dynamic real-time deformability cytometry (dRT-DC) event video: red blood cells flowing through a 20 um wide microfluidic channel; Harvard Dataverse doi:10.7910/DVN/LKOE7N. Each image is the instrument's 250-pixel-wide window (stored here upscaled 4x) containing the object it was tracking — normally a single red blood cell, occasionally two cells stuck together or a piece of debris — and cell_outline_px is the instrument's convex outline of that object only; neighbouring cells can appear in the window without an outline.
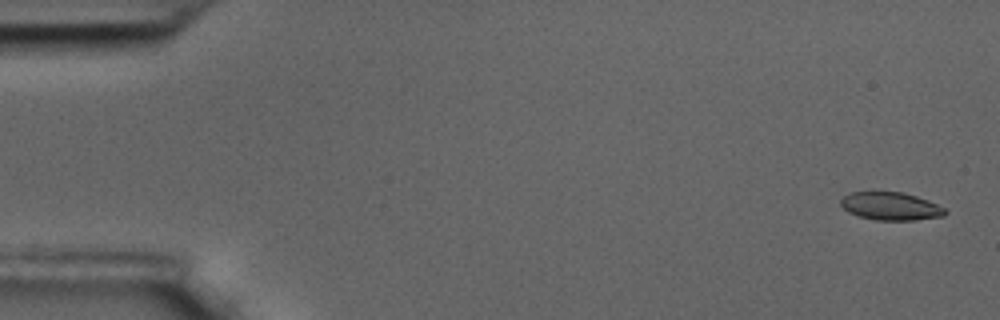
{"species": "common noctule bat (a hibernating species)", "species_latin": "Nyctalus noctula", "temperature_condition": "room temperature", "stored_images_in_passage": 59, "camera_frame_rate_fps": 3000, "um_per_image_px": 0.085, "animal": {"sex": "male", "body_mass_g": 17.5, "forearm_length_mm": 52.3}, "frame": {"image": 1, "passage_image": 2, "time_ms": 0.333, "image_size_px": [1000, 320], "cell_outline_px": [[948, 212], [944, 216], [916, 220], [876, 220], [860, 216], [848, 212], [840, 204], [840, 200], [844, 196], [852, 192], [904, 192], [928, 200], [944, 208]], "centroid_in_image_um": [75.72, 17.53], "position_along_channel_um": 9.3, "area_um2": 16.94}}
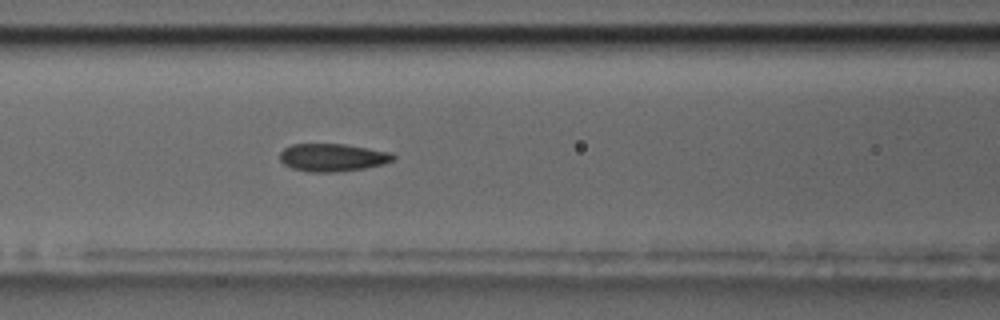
{"frame": {"image": 2, "passage_image": 25, "time_ms": 8.0, "image_size_px": [1000, 320], "cell_outline_px": [[396, 156], [392, 160], [380, 164], [364, 168], [332, 172], [308, 172], [292, 168], [284, 164], [280, 160], [280, 152], [284, 148], [292, 144], [344, 144], [392, 152]], "centroid_in_image_um": [28.23, 13.38], "position_along_channel_um": 138.4, "area_um2": 18.21}}
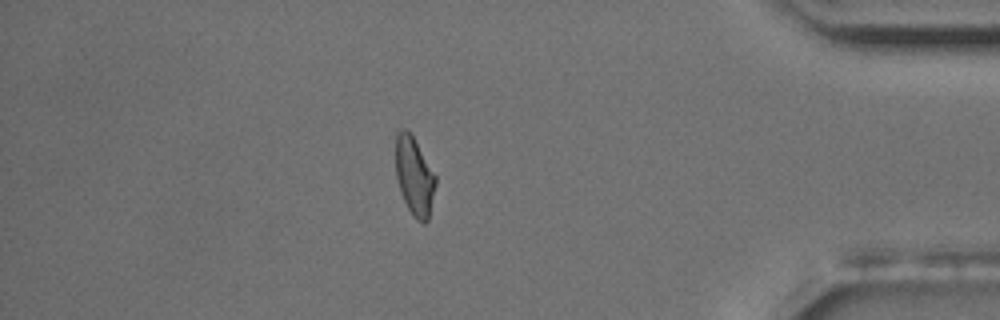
{"frame": {"image": 3, "passage_image": 51, "time_ms": 16.667, "image_size_px": [1000, 320], "cell_outline_px": [[436, 184], [428, 220], [424, 224], [416, 220], [412, 216], [400, 192], [396, 176], [396, 132], [400, 128], [408, 128], [412, 132], [436, 176]], "centroid_in_image_um": [35.21, 14.93], "position_along_channel_um": 400.0, "area_um2": 18.61}, "authors_computed_cell_mechanics": {"area_um2": 18.496, "velocity_mm_per_s": 3.4484, "shape_relaxation_time_tau1_ms": null, "shape_relaxation_time_tau2_ms": 2.303, "deformation_change_tau1": null, "deformation_change_tau2": 0.0602}}